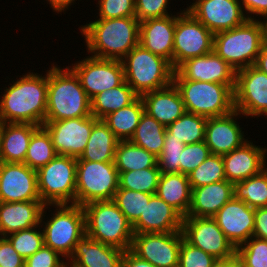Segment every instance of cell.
Here are the masks:
<instances>
[{
	"instance_id": "cell-29",
	"label": "cell",
	"mask_w": 267,
	"mask_h": 267,
	"mask_svg": "<svg viewBox=\"0 0 267 267\" xmlns=\"http://www.w3.org/2000/svg\"><path fill=\"white\" fill-rule=\"evenodd\" d=\"M39 127L30 123H0L2 162L24 163L32 134Z\"/></svg>"
},
{
	"instance_id": "cell-22",
	"label": "cell",
	"mask_w": 267,
	"mask_h": 267,
	"mask_svg": "<svg viewBox=\"0 0 267 267\" xmlns=\"http://www.w3.org/2000/svg\"><path fill=\"white\" fill-rule=\"evenodd\" d=\"M222 157L226 180L232 184L255 176L267 167V147L255 145L252 139Z\"/></svg>"
},
{
	"instance_id": "cell-26",
	"label": "cell",
	"mask_w": 267,
	"mask_h": 267,
	"mask_svg": "<svg viewBox=\"0 0 267 267\" xmlns=\"http://www.w3.org/2000/svg\"><path fill=\"white\" fill-rule=\"evenodd\" d=\"M234 184L223 180L192 188L191 206L186 217H213L234 197Z\"/></svg>"
},
{
	"instance_id": "cell-31",
	"label": "cell",
	"mask_w": 267,
	"mask_h": 267,
	"mask_svg": "<svg viewBox=\"0 0 267 267\" xmlns=\"http://www.w3.org/2000/svg\"><path fill=\"white\" fill-rule=\"evenodd\" d=\"M119 141L103 119H98L93 125L86 148L79 158L92 162H114Z\"/></svg>"
},
{
	"instance_id": "cell-51",
	"label": "cell",
	"mask_w": 267,
	"mask_h": 267,
	"mask_svg": "<svg viewBox=\"0 0 267 267\" xmlns=\"http://www.w3.org/2000/svg\"><path fill=\"white\" fill-rule=\"evenodd\" d=\"M248 20L267 17V0H239ZM255 16V17H254ZM257 17V18H256ZM261 17V18H260Z\"/></svg>"
},
{
	"instance_id": "cell-47",
	"label": "cell",
	"mask_w": 267,
	"mask_h": 267,
	"mask_svg": "<svg viewBox=\"0 0 267 267\" xmlns=\"http://www.w3.org/2000/svg\"><path fill=\"white\" fill-rule=\"evenodd\" d=\"M211 154L205 141L185 145L181 152L180 173L188 175Z\"/></svg>"
},
{
	"instance_id": "cell-2",
	"label": "cell",
	"mask_w": 267,
	"mask_h": 267,
	"mask_svg": "<svg viewBox=\"0 0 267 267\" xmlns=\"http://www.w3.org/2000/svg\"><path fill=\"white\" fill-rule=\"evenodd\" d=\"M136 17L95 19L79 27L87 53L95 58L122 60L139 44Z\"/></svg>"
},
{
	"instance_id": "cell-12",
	"label": "cell",
	"mask_w": 267,
	"mask_h": 267,
	"mask_svg": "<svg viewBox=\"0 0 267 267\" xmlns=\"http://www.w3.org/2000/svg\"><path fill=\"white\" fill-rule=\"evenodd\" d=\"M68 67L79 78L90 100L95 95L119 86L125 81L124 68L120 60L100 59L89 55Z\"/></svg>"
},
{
	"instance_id": "cell-54",
	"label": "cell",
	"mask_w": 267,
	"mask_h": 267,
	"mask_svg": "<svg viewBox=\"0 0 267 267\" xmlns=\"http://www.w3.org/2000/svg\"><path fill=\"white\" fill-rule=\"evenodd\" d=\"M45 1V0H44ZM77 0H46L47 4L51 6L50 8L57 14L64 13L66 10L70 9L71 5Z\"/></svg>"
},
{
	"instance_id": "cell-30",
	"label": "cell",
	"mask_w": 267,
	"mask_h": 267,
	"mask_svg": "<svg viewBox=\"0 0 267 267\" xmlns=\"http://www.w3.org/2000/svg\"><path fill=\"white\" fill-rule=\"evenodd\" d=\"M156 194L183 217L191 206L192 189L188 175L182 173H161Z\"/></svg>"
},
{
	"instance_id": "cell-52",
	"label": "cell",
	"mask_w": 267,
	"mask_h": 267,
	"mask_svg": "<svg viewBox=\"0 0 267 267\" xmlns=\"http://www.w3.org/2000/svg\"><path fill=\"white\" fill-rule=\"evenodd\" d=\"M253 237L267 240V207L255 208Z\"/></svg>"
},
{
	"instance_id": "cell-53",
	"label": "cell",
	"mask_w": 267,
	"mask_h": 267,
	"mask_svg": "<svg viewBox=\"0 0 267 267\" xmlns=\"http://www.w3.org/2000/svg\"><path fill=\"white\" fill-rule=\"evenodd\" d=\"M121 267H155L146 260L139 258L130 249L126 250L122 257Z\"/></svg>"
},
{
	"instance_id": "cell-28",
	"label": "cell",
	"mask_w": 267,
	"mask_h": 267,
	"mask_svg": "<svg viewBox=\"0 0 267 267\" xmlns=\"http://www.w3.org/2000/svg\"><path fill=\"white\" fill-rule=\"evenodd\" d=\"M145 112L167 127L185 112L181 95L175 85L145 93L141 96Z\"/></svg>"
},
{
	"instance_id": "cell-39",
	"label": "cell",
	"mask_w": 267,
	"mask_h": 267,
	"mask_svg": "<svg viewBox=\"0 0 267 267\" xmlns=\"http://www.w3.org/2000/svg\"><path fill=\"white\" fill-rule=\"evenodd\" d=\"M122 189L156 194L161 171L158 167L118 172Z\"/></svg>"
},
{
	"instance_id": "cell-8",
	"label": "cell",
	"mask_w": 267,
	"mask_h": 267,
	"mask_svg": "<svg viewBox=\"0 0 267 267\" xmlns=\"http://www.w3.org/2000/svg\"><path fill=\"white\" fill-rule=\"evenodd\" d=\"M188 113L206 118L230 114L234 109V91L226 84L173 80Z\"/></svg>"
},
{
	"instance_id": "cell-7",
	"label": "cell",
	"mask_w": 267,
	"mask_h": 267,
	"mask_svg": "<svg viewBox=\"0 0 267 267\" xmlns=\"http://www.w3.org/2000/svg\"><path fill=\"white\" fill-rule=\"evenodd\" d=\"M263 45L260 20H247L241 26L214 34L213 51L236 71L255 65Z\"/></svg>"
},
{
	"instance_id": "cell-20",
	"label": "cell",
	"mask_w": 267,
	"mask_h": 267,
	"mask_svg": "<svg viewBox=\"0 0 267 267\" xmlns=\"http://www.w3.org/2000/svg\"><path fill=\"white\" fill-rule=\"evenodd\" d=\"M242 115L239 111L233 110L224 116L207 118L204 141L211 154L230 153L250 139L245 137L246 135L242 131L244 127H241L242 125H239L237 121L239 118L245 117Z\"/></svg>"
},
{
	"instance_id": "cell-3",
	"label": "cell",
	"mask_w": 267,
	"mask_h": 267,
	"mask_svg": "<svg viewBox=\"0 0 267 267\" xmlns=\"http://www.w3.org/2000/svg\"><path fill=\"white\" fill-rule=\"evenodd\" d=\"M56 64V65H55ZM52 63L48 70L45 121H60L92 115L91 101L79 78L67 66Z\"/></svg>"
},
{
	"instance_id": "cell-1",
	"label": "cell",
	"mask_w": 267,
	"mask_h": 267,
	"mask_svg": "<svg viewBox=\"0 0 267 267\" xmlns=\"http://www.w3.org/2000/svg\"><path fill=\"white\" fill-rule=\"evenodd\" d=\"M31 70L16 77L0 96V123H30L42 126L47 111L48 70ZM18 78V79H17Z\"/></svg>"
},
{
	"instance_id": "cell-11",
	"label": "cell",
	"mask_w": 267,
	"mask_h": 267,
	"mask_svg": "<svg viewBox=\"0 0 267 267\" xmlns=\"http://www.w3.org/2000/svg\"><path fill=\"white\" fill-rule=\"evenodd\" d=\"M214 34L185 8L176 13L173 69L188 59L213 52Z\"/></svg>"
},
{
	"instance_id": "cell-36",
	"label": "cell",
	"mask_w": 267,
	"mask_h": 267,
	"mask_svg": "<svg viewBox=\"0 0 267 267\" xmlns=\"http://www.w3.org/2000/svg\"><path fill=\"white\" fill-rule=\"evenodd\" d=\"M207 118L185 112L166 127V135L181 140L185 145L202 142L205 139Z\"/></svg>"
},
{
	"instance_id": "cell-55",
	"label": "cell",
	"mask_w": 267,
	"mask_h": 267,
	"mask_svg": "<svg viewBox=\"0 0 267 267\" xmlns=\"http://www.w3.org/2000/svg\"><path fill=\"white\" fill-rule=\"evenodd\" d=\"M213 267H243V264L239 257L235 254L231 258L217 260Z\"/></svg>"
},
{
	"instance_id": "cell-17",
	"label": "cell",
	"mask_w": 267,
	"mask_h": 267,
	"mask_svg": "<svg viewBox=\"0 0 267 267\" xmlns=\"http://www.w3.org/2000/svg\"><path fill=\"white\" fill-rule=\"evenodd\" d=\"M185 8L213 34L244 24L248 18L239 0H193Z\"/></svg>"
},
{
	"instance_id": "cell-19",
	"label": "cell",
	"mask_w": 267,
	"mask_h": 267,
	"mask_svg": "<svg viewBox=\"0 0 267 267\" xmlns=\"http://www.w3.org/2000/svg\"><path fill=\"white\" fill-rule=\"evenodd\" d=\"M41 200L37 172L24 163L2 162L0 165V202Z\"/></svg>"
},
{
	"instance_id": "cell-25",
	"label": "cell",
	"mask_w": 267,
	"mask_h": 267,
	"mask_svg": "<svg viewBox=\"0 0 267 267\" xmlns=\"http://www.w3.org/2000/svg\"><path fill=\"white\" fill-rule=\"evenodd\" d=\"M44 206L41 200L0 202V236L40 225Z\"/></svg>"
},
{
	"instance_id": "cell-40",
	"label": "cell",
	"mask_w": 267,
	"mask_h": 267,
	"mask_svg": "<svg viewBox=\"0 0 267 267\" xmlns=\"http://www.w3.org/2000/svg\"><path fill=\"white\" fill-rule=\"evenodd\" d=\"M191 189L226 180L222 155L210 154L195 170L188 174Z\"/></svg>"
},
{
	"instance_id": "cell-42",
	"label": "cell",
	"mask_w": 267,
	"mask_h": 267,
	"mask_svg": "<svg viewBox=\"0 0 267 267\" xmlns=\"http://www.w3.org/2000/svg\"><path fill=\"white\" fill-rule=\"evenodd\" d=\"M6 238L24 259L33 255L44 245V234L41 225L11 233Z\"/></svg>"
},
{
	"instance_id": "cell-5",
	"label": "cell",
	"mask_w": 267,
	"mask_h": 267,
	"mask_svg": "<svg viewBox=\"0 0 267 267\" xmlns=\"http://www.w3.org/2000/svg\"><path fill=\"white\" fill-rule=\"evenodd\" d=\"M82 208L88 237L124 251L131 248L132 224L112 200L93 201Z\"/></svg>"
},
{
	"instance_id": "cell-24",
	"label": "cell",
	"mask_w": 267,
	"mask_h": 267,
	"mask_svg": "<svg viewBox=\"0 0 267 267\" xmlns=\"http://www.w3.org/2000/svg\"><path fill=\"white\" fill-rule=\"evenodd\" d=\"M176 15L140 22L139 44L153 54L168 60L173 67V42Z\"/></svg>"
},
{
	"instance_id": "cell-21",
	"label": "cell",
	"mask_w": 267,
	"mask_h": 267,
	"mask_svg": "<svg viewBox=\"0 0 267 267\" xmlns=\"http://www.w3.org/2000/svg\"><path fill=\"white\" fill-rule=\"evenodd\" d=\"M254 213L255 208L233 197L213 218L227 239L237 248L253 237Z\"/></svg>"
},
{
	"instance_id": "cell-34",
	"label": "cell",
	"mask_w": 267,
	"mask_h": 267,
	"mask_svg": "<svg viewBox=\"0 0 267 267\" xmlns=\"http://www.w3.org/2000/svg\"><path fill=\"white\" fill-rule=\"evenodd\" d=\"M115 167L118 172L158 167L157 157L130 140L119 141L115 150Z\"/></svg>"
},
{
	"instance_id": "cell-56",
	"label": "cell",
	"mask_w": 267,
	"mask_h": 267,
	"mask_svg": "<svg viewBox=\"0 0 267 267\" xmlns=\"http://www.w3.org/2000/svg\"><path fill=\"white\" fill-rule=\"evenodd\" d=\"M254 66L267 74V46L264 44L262 45L261 51Z\"/></svg>"
},
{
	"instance_id": "cell-32",
	"label": "cell",
	"mask_w": 267,
	"mask_h": 267,
	"mask_svg": "<svg viewBox=\"0 0 267 267\" xmlns=\"http://www.w3.org/2000/svg\"><path fill=\"white\" fill-rule=\"evenodd\" d=\"M138 97L132 87L124 81L119 86L95 95L90 100L91 114L97 119H103L109 113L129 106Z\"/></svg>"
},
{
	"instance_id": "cell-44",
	"label": "cell",
	"mask_w": 267,
	"mask_h": 267,
	"mask_svg": "<svg viewBox=\"0 0 267 267\" xmlns=\"http://www.w3.org/2000/svg\"><path fill=\"white\" fill-rule=\"evenodd\" d=\"M185 144L181 140L165 135V141L161 154L157 157L158 168L161 173H180L181 152Z\"/></svg>"
},
{
	"instance_id": "cell-4",
	"label": "cell",
	"mask_w": 267,
	"mask_h": 267,
	"mask_svg": "<svg viewBox=\"0 0 267 267\" xmlns=\"http://www.w3.org/2000/svg\"><path fill=\"white\" fill-rule=\"evenodd\" d=\"M51 214L46 216L47 210ZM47 218V219H46ZM46 220V222H45ZM40 225L44 245L57 251L66 260L73 254L78 241L85 235V215L82 206L76 204L45 205Z\"/></svg>"
},
{
	"instance_id": "cell-27",
	"label": "cell",
	"mask_w": 267,
	"mask_h": 267,
	"mask_svg": "<svg viewBox=\"0 0 267 267\" xmlns=\"http://www.w3.org/2000/svg\"><path fill=\"white\" fill-rule=\"evenodd\" d=\"M124 250L95 241L86 234L78 241L69 262L78 267H121Z\"/></svg>"
},
{
	"instance_id": "cell-9",
	"label": "cell",
	"mask_w": 267,
	"mask_h": 267,
	"mask_svg": "<svg viewBox=\"0 0 267 267\" xmlns=\"http://www.w3.org/2000/svg\"><path fill=\"white\" fill-rule=\"evenodd\" d=\"M77 158L56 155L38 169L37 188L45 205L75 204Z\"/></svg>"
},
{
	"instance_id": "cell-58",
	"label": "cell",
	"mask_w": 267,
	"mask_h": 267,
	"mask_svg": "<svg viewBox=\"0 0 267 267\" xmlns=\"http://www.w3.org/2000/svg\"><path fill=\"white\" fill-rule=\"evenodd\" d=\"M64 267H78L77 265L69 262L68 260L65 261Z\"/></svg>"
},
{
	"instance_id": "cell-13",
	"label": "cell",
	"mask_w": 267,
	"mask_h": 267,
	"mask_svg": "<svg viewBox=\"0 0 267 267\" xmlns=\"http://www.w3.org/2000/svg\"><path fill=\"white\" fill-rule=\"evenodd\" d=\"M234 109L245 119L267 118V74L254 65L236 71Z\"/></svg>"
},
{
	"instance_id": "cell-10",
	"label": "cell",
	"mask_w": 267,
	"mask_h": 267,
	"mask_svg": "<svg viewBox=\"0 0 267 267\" xmlns=\"http://www.w3.org/2000/svg\"><path fill=\"white\" fill-rule=\"evenodd\" d=\"M119 188L114 162H92L77 158L75 204L112 200Z\"/></svg>"
},
{
	"instance_id": "cell-48",
	"label": "cell",
	"mask_w": 267,
	"mask_h": 267,
	"mask_svg": "<svg viewBox=\"0 0 267 267\" xmlns=\"http://www.w3.org/2000/svg\"><path fill=\"white\" fill-rule=\"evenodd\" d=\"M170 1L172 0H135V17L139 22H142L147 19L173 15L174 13L169 11L171 9Z\"/></svg>"
},
{
	"instance_id": "cell-45",
	"label": "cell",
	"mask_w": 267,
	"mask_h": 267,
	"mask_svg": "<svg viewBox=\"0 0 267 267\" xmlns=\"http://www.w3.org/2000/svg\"><path fill=\"white\" fill-rule=\"evenodd\" d=\"M217 259L182 239L178 267H213Z\"/></svg>"
},
{
	"instance_id": "cell-18",
	"label": "cell",
	"mask_w": 267,
	"mask_h": 267,
	"mask_svg": "<svg viewBox=\"0 0 267 267\" xmlns=\"http://www.w3.org/2000/svg\"><path fill=\"white\" fill-rule=\"evenodd\" d=\"M236 70L214 51L183 62L173 74V80H192L222 83L233 91L235 88Z\"/></svg>"
},
{
	"instance_id": "cell-15",
	"label": "cell",
	"mask_w": 267,
	"mask_h": 267,
	"mask_svg": "<svg viewBox=\"0 0 267 267\" xmlns=\"http://www.w3.org/2000/svg\"><path fill=\"white\" fill-rule=\"evenodd\" d=\"M182 231L134 233L130 250L155 267H178Z\"/></svg>"
},
{
	"instance_id": "cell-38",
	"label": "cell",
	"mask_w": 267,
	"mask_h": 267,
	"mask_svg": "<svg viewBox=\"0 0 267 267\" xmlns=\"http://www.w3.org/2000/svg\"><path fill=\"white\" fill-rule=\"evenodd\" d=\"M56 155L50 134L43 126H40L32 134L24 164L37 171L47 165Z\"/></svg>"
},
{
	"instance_id": "cell-37",
	"label": "cell",
	"mask_w": 267,
	"mask_h": 267,
	"mask_svg": "<svg viewBox=\"0 0 267 267\" xmlns=\"http://www.w3.org/2000/svg\"><path fill=\"white\" fill-rule=\"evenodd\" d=\"M234 198L249 207H267V167L259 174L234 184Z\"/></svg>"
},
{
	"instance_id": "cell-6",
	"label": "cell",
	"mask_w": 267,
	"mask_h": 267,
	"mask_svg": "<svg viewBox=\"0 0 267 267\" xmlns=\"http://www.w3.org/2000/svg\"><path fill=\"white\" fill-rule=\"evenodd\" d=\"M124 79L135 93L143 94L163 89L173 82L174 69L165 58L153 54L140 44L122 60Z\"/></svg>"
},
{
	"instance_id": "cell-49",
	"label": "cell",
	"mask_w": 267,
	"mask_h": 267,
	"mask_svg": "<svg viewBox=\"0 0 267 267\" xmlns=\"http://www.w3.org/2000/svg\"><path fill=\"white\" fill-rule=\"evenodd\" d=\"M66 259L57 251L43 245L33 255L25 259L24 267H64Z\"/></svg>"
},
{
	"instance_id": "cell-46",
	"label": "cell",
	"mask_w": 267,
	"mask_h": 267,
	"mask_svg": "<svg viewBox=\"0 0 267 267\" xmlns=\"http://www.w3.org/2000/svg\"><path fill=\"white\" fill-rule=\"evenodd\" d=\"M96 19L135 17V0H97Z\"/></svg>"
},
{
	"instance_id": "cell-57",
	"label": "cell",
	"mask_w": 267,
	"mask_h": 267,
	"mask_svg": "<svg viewBox=\"0 0 267 267\" xmlns=\"http://www.w3.org/2000/svg\"><path fill=\"white\" fill-rule=\"evenodd\" d=\"M260 21L263 28V44L267 46V17L262 18Z\"/></svg>"
},
{
	"instance_id": "cell-33",
	"label": "cell",
	"mask_w": 267,
	"mask_h": 267,
	"mask_svg": "<svg viewBox=\"0 0 267 267\" xmlns=\"http://www.w3.org/2000/svg\"><path fill=\"white\" fill-rule=\"evenodd\" d=\"M144 111L143 100L138 97L129 106L109 113L103 121L120 141L130 140Z\"/></svg>"
},
{
	"instance_id": "cell-23",
	"label": "cell",
	"mask_w": 267,
	"mask_h": 267,
	"mask_svg": "<svg viewBox=\"0 0 267 267\" xmlns=\"http://www.w3.org/2000/svg\"><path fill=\"white\" fill-rule=\"evenodd\" d=\"M182 224L183 216L157 194H153L132 227L134 233H169L181 231Z\"/></svg>"
},
{
	"instance_id": "cell-41",
	"label": "cell",
	"mask_w": 267,
	"mask_h": 267,
	"mask_svg": "<svg viewBox=\"0 0 267 267\" xmlns=\"http://www.w3.org/2000/svg\"><path fill=\"white\" fill-rule=\"evenodd\" d=\"M152 195L119 187L112 201L133 225L143 213L146 201H149Z\"/></svg>"
},
{
	"instance_id": "cell-14",
	"label": "cell",
	"mask_w": 267,
	"mask_h": 267,
	"mask_svg": "<svg viewBox=\"0 0 267 267\" xmlns=\"http://www.w3.org/2000/svg\"><path fill=\"white\" fill-rule=\"evenodd\" d=\"M181 231L188 243L211 254L217 260L228 259L236 254V248L213 217H183Z\"/></svg>"
},
{
	"instance_id": "cell-35",
	"label": "cell",
	"mask_w": 267,
	"mask_h": 267,
	"mask_svg": "<svg viewBox=\"0 0 267 267\" xmlns=\"http://www.w3.org/2000/svg\"><path fill=\"white\" fill-rule=\"evenodd\" d=\"M166 127L144 111L130 141L158 157L163 149Z\"/></svg>"
},
{
	"instance_id": "cell-16",
	"label": "cell",
	"mask_w": 267,
	"mask_h": 267,
	"mask_svg": "<svg viewBox=\"0 0 267 267\" xmlns=\"http://www.w3.org/2000/svg\"><path fill=\"white\" fill-rule=\"evenodd\" d=\"M93 115L60 121H45L43 127L50 134L57 155L78 158L84 152L94 123Z\"/></svg>"
},
{
	"instance_id": "cell-50",
	"label": "cell",
	"mask_w": 267,
	"mask_h": 267,
	"mask_svg": "<svg viewBox=\"0 0 267 267\" xmlns=\"http://www.w3.org/2000/svg\"><path fill=\"white\" fill-rule=\"evenodd\" d=\"M25 259L13 248L6 237L0 236V266L24 267Z\"/></svg>"
},
{
	"instance_id": "cell-43",
	"label": "cell",
	"mask_w": 267,
	"mask_h": 267,
	"mask_svg": "<svg viewBox=\"0 0 267 267\" xmlns=\"http://www.w3.org/2000/svg\"><path fill=\"white\" fill-rule=\"evenodd\" d=\"M243 267H267V240L251 237L236 248Z\"/></svg>"
}]
</instances>
